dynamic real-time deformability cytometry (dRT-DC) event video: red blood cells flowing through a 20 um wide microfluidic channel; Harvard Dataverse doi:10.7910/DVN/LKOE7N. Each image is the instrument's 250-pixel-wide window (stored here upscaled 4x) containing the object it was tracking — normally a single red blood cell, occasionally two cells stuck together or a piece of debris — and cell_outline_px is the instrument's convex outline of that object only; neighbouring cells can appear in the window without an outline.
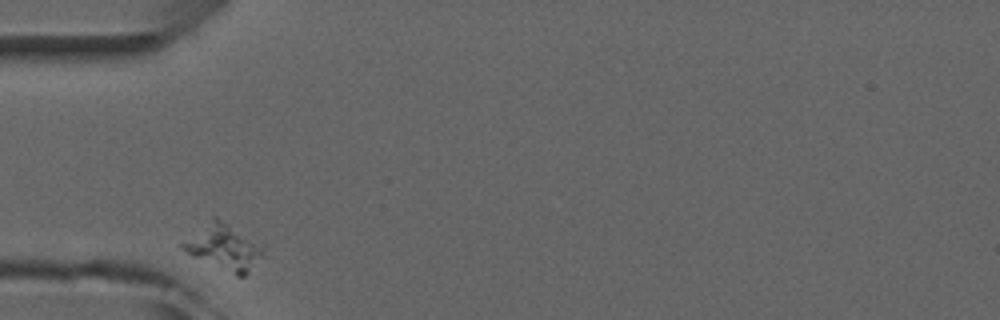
{"species": "common noctule bat (a hibernating species)", "species_latin": "Nyctalus noctula", "temperature_condition": "room temperature", "stored_images_in_passage": 1, "camera_frame_rate_fps": 3000, "um_per_image_px": 0.085, "animal": {"sex": "male", "forearm_length_mm": 52.5}, "frame": {"image": 1, "passage_image": 1, "time_ms": 0.0, "image_size_px": [1000, 320], "cell_outline_px": [[268, 256], [244, 276], [236, 276], [192, 256], [180, 248], [180, 244], [212, 216], [216, 216], [260, 248]], "centroid_in_image_um": [18.99, 21.07], "position_along_channel_um": 66.0, "area_um2": 20.75}}